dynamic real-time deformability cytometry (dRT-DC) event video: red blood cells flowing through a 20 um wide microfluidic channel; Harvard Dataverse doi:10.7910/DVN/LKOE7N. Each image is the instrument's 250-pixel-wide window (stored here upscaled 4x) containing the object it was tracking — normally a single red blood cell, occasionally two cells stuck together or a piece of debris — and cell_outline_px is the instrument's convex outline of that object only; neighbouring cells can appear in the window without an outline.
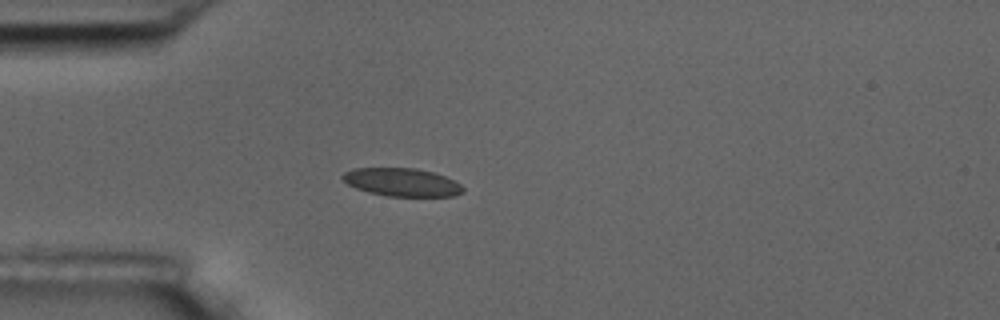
{"species": "common noctule bat (a hibernating species)", "species_latin": "Nyctalus noctula", "temperature_condition": "room temperature", "stored_images_in_passage": 4, "camera_frame_rate_fps": 3000, "um_per_image_px": 0.085, "animal": {"sex": "male", "body_mass_g": 17.5, "forearm_length_mm": 52.3}, "frame": {"image": 1, "passage_image": 3, "time_ms": 3.333, "image_size_px": [1000, 320], "cell_outline_px": [[464, 192], [456, 196], [388, 196], [368, 192], [356, 188], [348, 184], [340, 176], [344, 172], [352, 168], [416, 168], [432, 172], [444, 176], [460, 184], [464, 188]], "centroid_in_image_um": [34.15, 15.49], "position_along_channel_um": 50.8, "area_um2": 19.71}}